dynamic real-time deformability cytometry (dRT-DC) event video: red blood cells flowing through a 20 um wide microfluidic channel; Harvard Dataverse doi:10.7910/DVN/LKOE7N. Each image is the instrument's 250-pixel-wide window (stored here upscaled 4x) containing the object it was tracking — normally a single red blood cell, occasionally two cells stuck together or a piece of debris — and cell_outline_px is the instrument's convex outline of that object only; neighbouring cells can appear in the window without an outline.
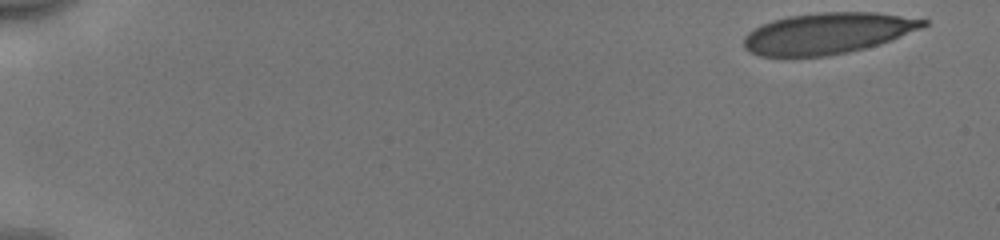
{"species": "human", "species_latin": "Homo sapiens", "temperature_condition": "cold", "stored_images_in_passage": 51, "camera_frame_rate_fps": 3000, "um_per_image_px": 0.085, "donor": {"sex": "male"}, "frame": {"image": 1, "passage_image": 1, "time_ms": 0.0, "image_size_px": [1000, 240], "cell_outline_px": [[928, 24], [920, 28], [892, 40], [880, 44], [848, 52], [828, 56], [760, 56], [744, 48], [744, 36], [748, 32], [760, 24], [772, 20], [788, 16], [820, 12], [876, 12], [928, 20]], "centroid_in_image_um": [70.32, 2.82], "position_along_channel_um": 14.7, "area_um2": 42.95}}
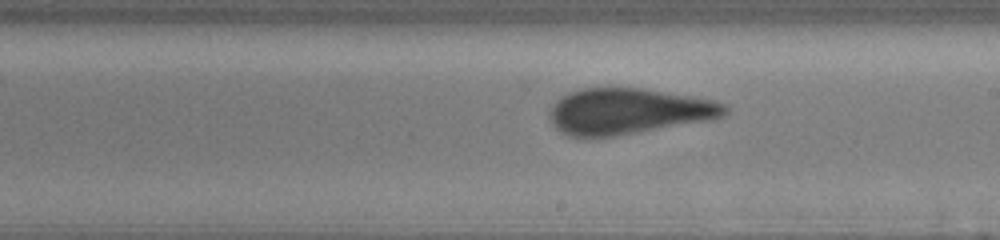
{"frame": {"image": 2, "passage_image": 30, "time_ms": 9.667, "image_size_px": [1000, 240], "cell_outline_px": [[728, 112], [724, 116], [712, 120], [612, 136], [568, 136], [560, 132], [552, 124], [548, 112], [552, 104], [560, 96], [568, 92], [580, 88], [640, 88], [692, 96], [712, 100], [724, 104], [728, 108]], "centroid_in_image_um": [53.38, 9.45], "position_along_channel_um": 235.6, "area_um2": 46.88}}
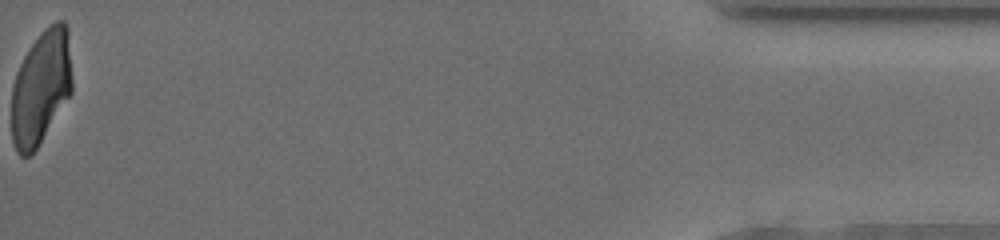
{"frame": {"image": 3, "passage_image": 51, "time_ms": 16.667, "image_size_px": [1000, 240], "cell_outline_px": [[72, 92], [36, 148], [28, 156], [20, 156], [16, 152], [12, 140], [12, 84], [16, 72], [28, 48], [44, 28], [48, 24], [56, 20], [64, 20], [68, 28], [72, 80]], "centroid_in_image_um": [3.48, 7.38], "position_along_channel_um": 431.7, "area_um2": 40.4}, "authors_computed_cell_mechanics": {"area_um2": 46.2978, "velocity_mm_per_s": 3.9688, "shape_relaxation_time_tau1_ms": 6.2155, "shape_relaxation_time_tau2_ms": null, "deformation_change_tau1": 0.1975, "deformation_change_tau2": null}}